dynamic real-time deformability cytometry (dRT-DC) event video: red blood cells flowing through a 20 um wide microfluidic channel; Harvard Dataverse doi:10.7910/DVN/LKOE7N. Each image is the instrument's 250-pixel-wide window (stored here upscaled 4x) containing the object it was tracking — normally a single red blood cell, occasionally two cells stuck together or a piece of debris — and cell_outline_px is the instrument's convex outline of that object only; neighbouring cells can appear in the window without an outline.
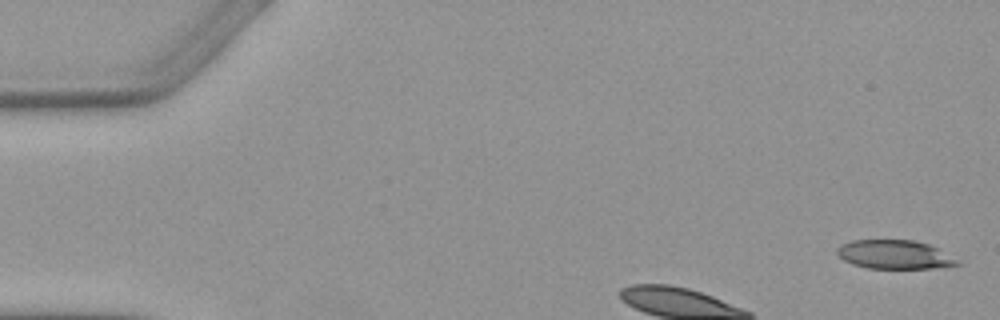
{"species": "Egyptian fruit bat (a non-hibernating species)", "species_latin": "Rousettus aegyptiacus", "temperature_condition": "warm", "stored_images_in_passage": 4, "camera_frame_rate_fps": 3000, "um_per_image_px": 0.085, "animal": {"sex": "female"}, "frame": {"image": 1, "passage_image": 1, "time_ms": 0.0, "image_size_px": [1000, 320], "cell_outline_px": [[960, 264], [944, 268], [868, 268], [852, 264], [844, 260], [836, 252], [836, 248], [840, 244], [852, 240], [912, 240], [928, 244], [960, 260]], "centroid_in_image_um": [76.04, 21.64], "position_along_channel_um": 9.0, "area_um2": 20.23}}